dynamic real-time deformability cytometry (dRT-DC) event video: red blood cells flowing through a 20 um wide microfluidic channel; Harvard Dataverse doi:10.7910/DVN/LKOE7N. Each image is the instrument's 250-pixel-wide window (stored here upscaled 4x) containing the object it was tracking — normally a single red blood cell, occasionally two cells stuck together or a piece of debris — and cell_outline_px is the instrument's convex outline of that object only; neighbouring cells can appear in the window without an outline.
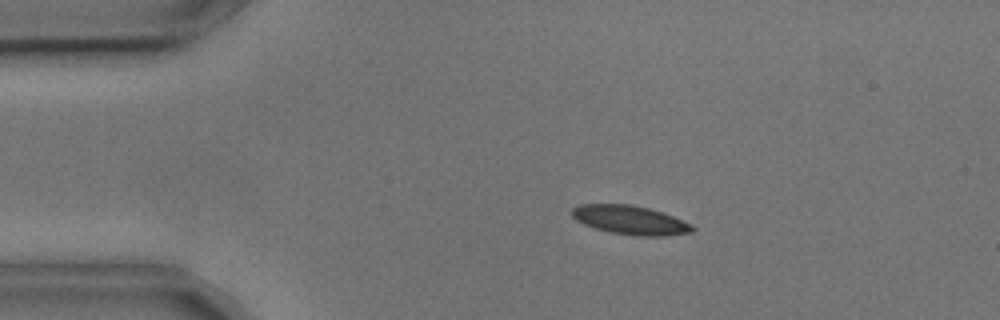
{"species": "common noctule bat (a hibernating species)", "species_latin": "Nyctalus noctula", "temperature_condition": "cold", "stored_images_in_passage": 5, "camera_frame_rate_fps": 3000, "um_per_image_px": 0.085, "animal": {"sex": "male", "body_mass_g": 17.9, "forearm_length_mm": 54.2}, "frame": {"image": 1, "passage_image": 3, "time_ms": 0.667, "image_size_px": [1000, 320], "cell_outline_px": [[696, 228], [692, 232], [664, 236], [640, 236], [612, 232], [596, 228], [584, 224], [576, 220], [572, 216], [572, 208], [580, 204], [632, 204], [648, 208], [672, 216], [692, 224]], "centroid_in_image_um": [53.57, 18.7], "position_along_channel_um": 31.4, "area_um2": 20.11}}
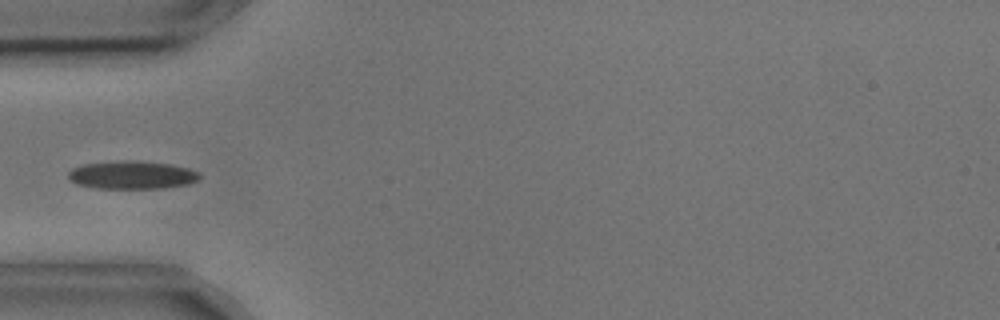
{"frame": {"image": 2, "passage_image": 5, "time_ms": 1.333, "image_size_px": [1000, 320], "cell_outline_px": [[200, 180], [188, 184], [160, 188], [96, 188], [76, 184], [68, 180], [68, 172], [72, 168], [84, 164], [124, 160], [132, 160], [168, 164], [188, 168], [200, 172]], "centroid_in_image_um": [11.2, 14.87], "position_along_channel_um": 73.8, "area_um2": 21.5}}